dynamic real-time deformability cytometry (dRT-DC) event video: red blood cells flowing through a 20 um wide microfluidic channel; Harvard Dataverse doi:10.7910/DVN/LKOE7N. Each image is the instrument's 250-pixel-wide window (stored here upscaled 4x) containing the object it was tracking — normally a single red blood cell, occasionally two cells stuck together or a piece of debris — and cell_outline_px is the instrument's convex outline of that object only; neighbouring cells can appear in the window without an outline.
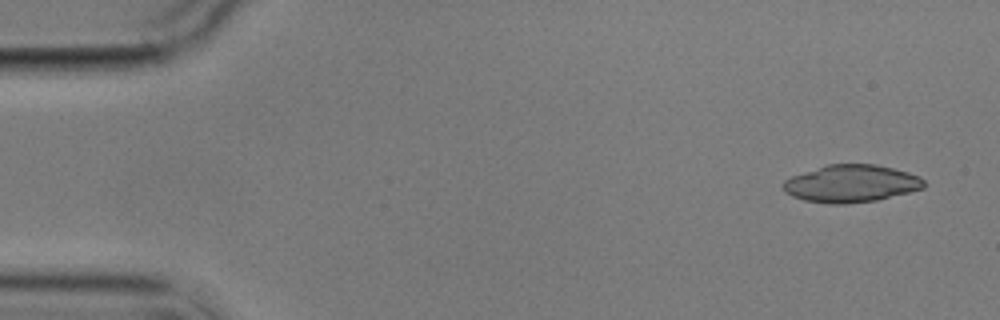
{"species": "common noctule bat (a hibernating species)", "species_latin": "Nyctalus noctula", "temperature_condition": "cold", "stored_images_in_passage": 4, "camera_frame_rate_fps": 3000, "um_per_image_px": 0.085, "animal": {"sex": "male", "body_mass_g": 17.9}, "frame": {"image": 1, "passage_image": 1, "time_ms": 0.0, "image_size_px": [1000, 320], "cell_outline_px": [[924, 188], [876, 200], [844, 204], [828, 204], [804, 200], [792, 196], [784, 192], [784, 180], [792, 176], [828, 164], [876, 164], [908, 172], [920, 176], [924, 180]], "centroid_in_image_um": [72.35, 15.6], "position_along_channel_um": 12.7, "area_um2": 30.52}}